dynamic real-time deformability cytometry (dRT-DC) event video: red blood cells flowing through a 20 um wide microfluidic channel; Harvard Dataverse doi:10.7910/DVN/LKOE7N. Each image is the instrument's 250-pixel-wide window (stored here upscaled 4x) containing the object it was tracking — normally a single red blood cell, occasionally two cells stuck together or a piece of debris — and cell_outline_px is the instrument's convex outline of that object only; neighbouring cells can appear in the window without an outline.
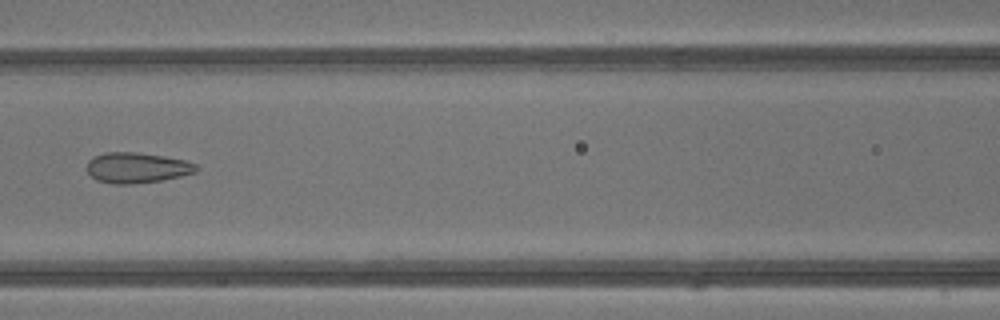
{"species": "common noctule bat (a hibernating species)", "species_latin": "Nyctalus noctula", "temperature_condition": "warm", "stored_images_in_passage": 42, "camera_frame_rate_fps": 3000, "um_per_image_px": 0.085, "animal": {"sex": "male", "body_mass_g": 13.3}, "frame": {"image": 1, "passage_image": 19, "time_ms": 6.0, "image_size_px": [1000, 320], "cell_outline_px": [[200, 168], [196, 172], [180, 176], [160, 180], [132, 184], [112, 184], [96, 180], [88, 172], [88, 160], [92, 156], [104, 152], [136, 152], [164, 156], [184, 160], [196, 164]], "centroid_in_image_um": [11.62, 14.25], "position_along_channel_um": 155.0, "area_um2": 19.48}}
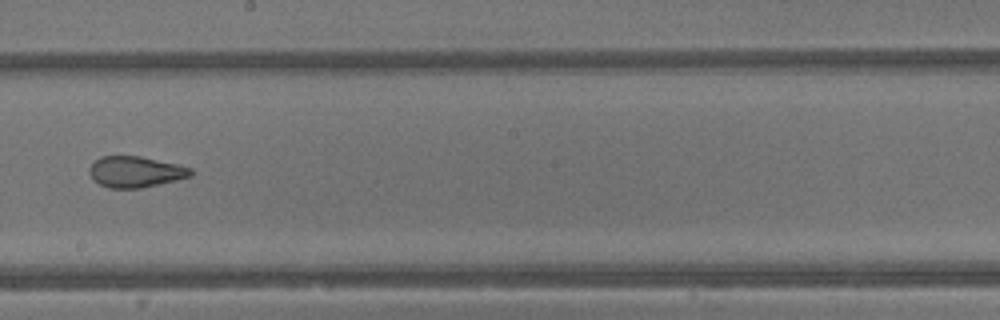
{"frame": {"image": 2, "passage_image": 24, "time_ms": 7.667, "image_size_px": [1000, 320], "cell_outline_px": [[196, 172], [192, 176], [176, 180], [140, 188], [108, 188], [92, 180], [88, 172], [88, 168], [100, 156], [140, 156], [176, 164], [192, 168]], "centroid_in_image_um": [11.51, 14.6], "position_along_channel_um": 236.7, "area_um2": 18.44}}
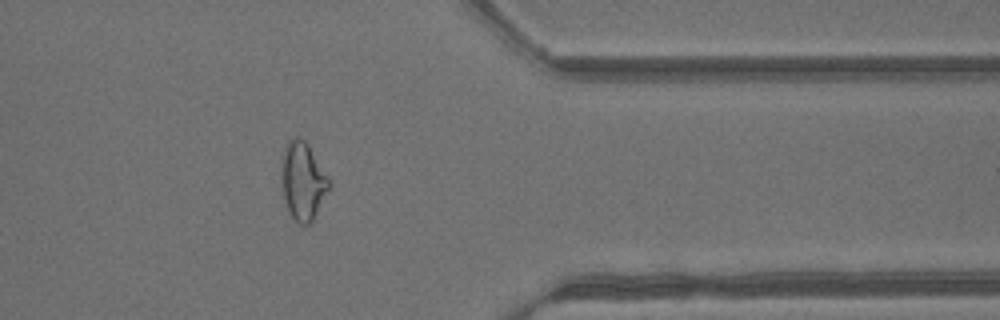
{"frame": {"image": 3, "passage_image": 34, "time_ms": 11.0, "image_size_px": [1000, 320], "cell_outline_px": [[332, 184], [312, 224], [300, 224], [288, 212], [284, 200], [280, 176], [280, 172], [284, 148], [288, 140], [292, 136], [296, 136], [304, 140], [308, 144], [328, 176]], "centroid_in_image_um": [25.74, 15.39], "position_along_channel_um": 385.7, "area_um2": 22.08}}